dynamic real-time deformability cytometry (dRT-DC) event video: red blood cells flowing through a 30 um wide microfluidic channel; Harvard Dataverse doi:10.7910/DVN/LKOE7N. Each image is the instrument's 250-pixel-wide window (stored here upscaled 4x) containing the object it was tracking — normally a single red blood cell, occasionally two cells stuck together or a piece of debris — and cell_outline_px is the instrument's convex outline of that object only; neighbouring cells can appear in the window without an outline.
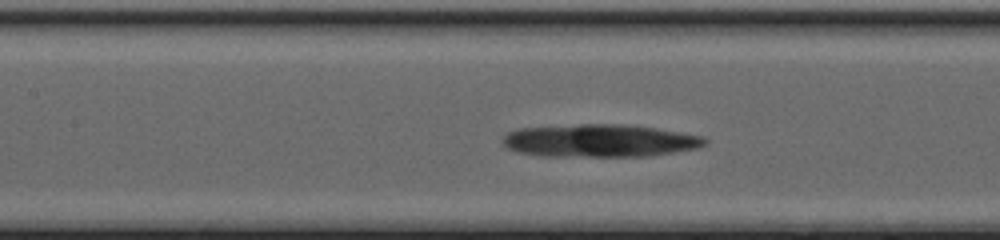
{"species": "common noctule bat (a hibernating species)", "species_latin": "Nyctalus noctula", "temperature_condition": "cold", "stored_images_in_passage": 44, "camera_frame_rate_fps": 3000, "um_per_image_px": 0.085, "animal": {"sex": "female", "body_mass_g": 20.0, "forearm_length_mm": 54.0}, "frame": {"image": 1, "passage_image": 17, "time_ms": 5.333, "image_size_px": [1000, 240], "cell_outline_px": [[708, 144], [700, 148], [648, 156], [540, 156], [520, 152], [508, 148], [500, 140], [508, 132], [516, 128], [580, 124], [628, 124], [656, 128], [704, 136], [708, 140]], "centroid_in_image_um": [51.0, 11.95], "position_along_channel_um": 156.4, "area_um2": 38.96}}
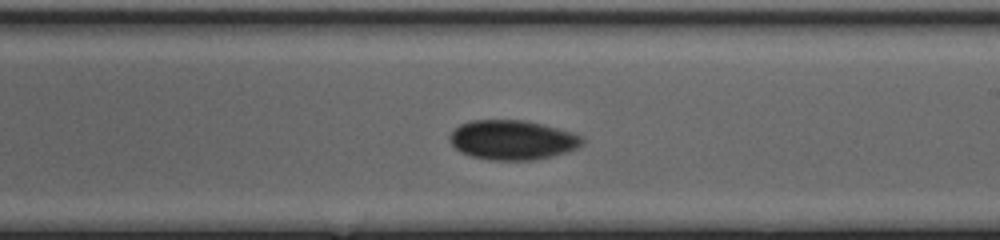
{"frame": {"image": 2, "passage_image": 24, "time_ms": 7.667, "image_size_px": [1000, 240], "cell_outline_px": [[584, 144], [568, 152], [552, 156], [532, 160], [492, 160], [472, 156], [460, 152], [448, 140], [448, 136], [460, 124], [472, 120], [524, 120], [572, 132], [584, 136]], "centroid_in_image_um": [43.57, 11.9], "position_along_channel_um": 245.4, "area_um2": 30.58}}
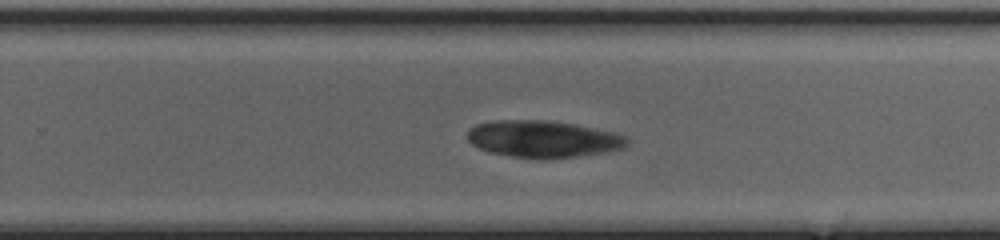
{"frame": {"image": 3, "passage_image": 27, "time_ms": 8.667, "image_size_px": [1000, 240], "cell_outline_px": [[628, 144], [624, 148], [608, 152], [544, 160], [512, 156], [488, 152], [472, 144], [468, 140], [468, 128], [476, 124], [492, 120], [548, 120], [576, 124], [612, 132], [624, 136], [628, 140]], "centroid_in_image_um": [46.15, 11.82], "position_along_channel_um": 283.7, "area_um2": 34.62}}